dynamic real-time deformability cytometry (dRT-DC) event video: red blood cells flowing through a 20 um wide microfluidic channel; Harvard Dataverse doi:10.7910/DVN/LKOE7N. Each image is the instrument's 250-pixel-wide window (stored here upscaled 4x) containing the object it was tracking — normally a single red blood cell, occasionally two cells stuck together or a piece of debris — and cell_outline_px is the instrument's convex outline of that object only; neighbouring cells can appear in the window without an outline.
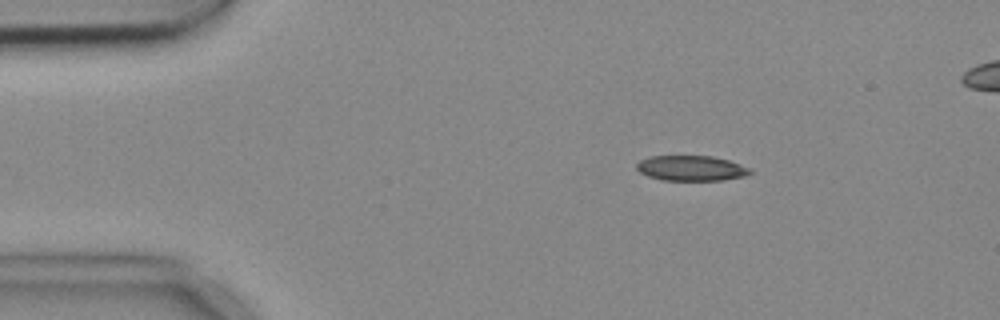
{"species": "common noctule bat (a hibernating species)", "species_latin": "Nyctalus noctula", "temperature_condition": "cold", "stored_images_in_passage": 4, "camera_frame_rate_fps": 3000, "um_per_image_px": 0.085, "animal": {"sex": "female", "body_mass_g": 18.4}, "frame": {"image": 1, "passage_image": 1, "time_ms": 0.0, "image_size_px": [1000, 320], "cell_outline_px": [[752, 172], [744, 176], [724, 180], [660, 180], [648, 176], [640, 172], [636, 168], [636, 164], [640, 160], [648, 156], [712, 156], [728, 160], [752, 168]], "centroid_in_image_um": [58.75, 14.29], "position_along_channel_um": 26.3, "area_um2": 16.76}}